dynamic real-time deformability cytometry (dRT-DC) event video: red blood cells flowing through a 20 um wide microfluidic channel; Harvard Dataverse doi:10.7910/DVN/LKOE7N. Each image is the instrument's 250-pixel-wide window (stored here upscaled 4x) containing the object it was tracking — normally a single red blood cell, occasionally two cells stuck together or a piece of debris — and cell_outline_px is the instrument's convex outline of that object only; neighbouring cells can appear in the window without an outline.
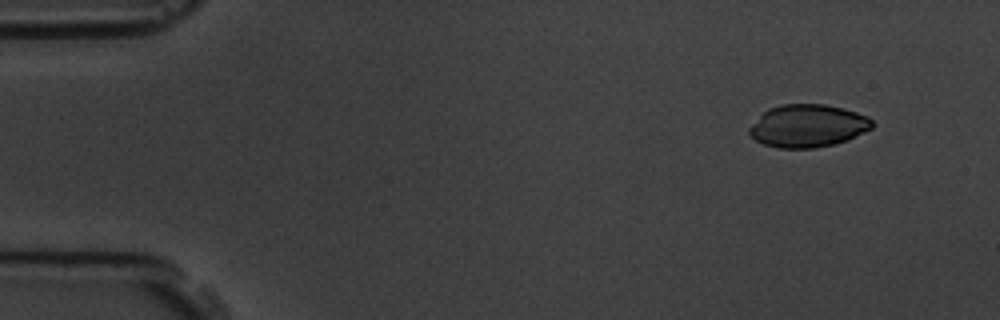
{"species": "common noctule bat (a hibernating species)", "species_latin": "Nyctalus noctula", "temperature_condition": "room temperature", "stored_images_in_passage": 4, "camera_frame_rate_fps": 3000, "um_per_image_px": 0.085, "animal": {"sex": "male", "body_mass_g": 19.5, "forearm_length_mm": 54.6}, "frame": {"image": 1, "passage_image": 1, "time_ms": 0.0, "image_size_px": [1000, 320], "cell_outline_px": [[872, 128], [848, 140], [816, 148], [780, 148], [764, 144], [756, 140], [748, 132], [748, 128], [768, 108], [780, 104], [824, 104], [856, 112], [868, 116], [872, 120]], "centroid_in_image_um": [68.66, 10.69], "position_along_channel_um": 16.3, "area_um2": 30.4}}